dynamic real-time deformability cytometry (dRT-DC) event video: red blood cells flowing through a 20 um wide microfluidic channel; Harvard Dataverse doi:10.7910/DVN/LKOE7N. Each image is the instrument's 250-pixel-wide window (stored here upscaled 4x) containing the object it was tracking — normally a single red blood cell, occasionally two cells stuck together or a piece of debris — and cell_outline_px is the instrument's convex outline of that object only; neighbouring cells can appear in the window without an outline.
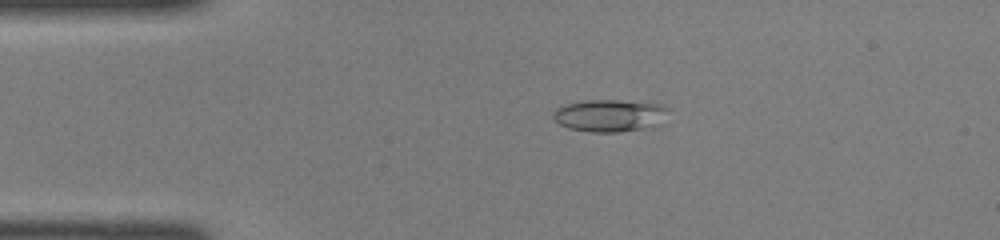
{"species": "common noctule bat (a hibernating species)", "species_latin": "Nyctalus noctula", "temperature_condition": "room temperature", "stored_images_in_passage": 45, "camera_frame_rate_fps": 3000, "um_per_image_px": 0.085, "animal": {"sex": "female", "body_mass_g": 22.0, "forearm_length_mm": 56.7}, "frame": {"image": 1, "passage_image": 9, "time_ms": 2.667, "image_size_px": [1000, 240], "cell_outline_px": [[668, 108], [664, 124], [660, 128], [620, 132], [592, 132], [568, 128], [560, 124], [552, 116], [552, 112], [556, 108], [564, 104], [584, 100], [616, 100], [660, 104]], "centroid_in_image_um": [51.9, 9.84], "position_along_channel_um": 33.1, "area_um2": 22.31}}
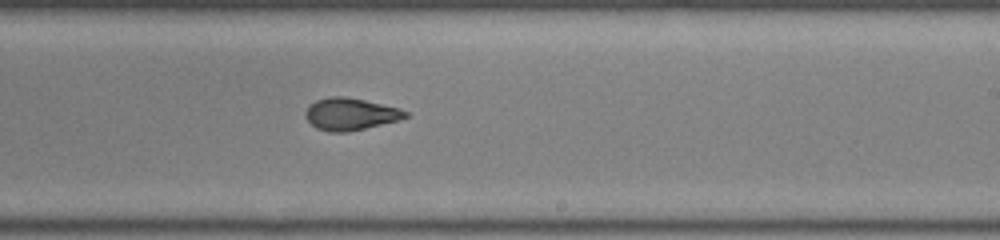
{"frame": {"image": 2, "passage_image": 27, "time_ms": 8.667, "image_size_px": [1000, 240], "cell_outline_px": [[408, 116], [400, 120], [348, 132], [328, 132], [316, 128], [304, 116], [304, 112], [308, 104], [316, 100], [328, 96], [348, 96], [400, 108], [408, 112]], "centroid_in_image_um": [29.76, 9.68], "position_along_channel_um": 259.2, "area_um2": 19.02}}
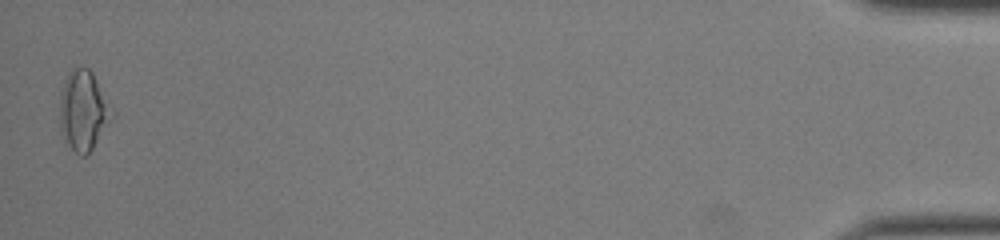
{"frame": {"image": 3, "passage_image": 45, "time_ms": 14.667, "image_size_px": [1000, 240], "cell_outline_px": [[116, 116], [92, 148], [84, 156], [80, 156], [72, 148], [60, 128], [60, 92], [64, 80], [68, 72], [72, 68], [88, 68], [92, 72], [116, 112]], "centroid_in_image_um": [7.13, 9.37], "position_along_channel_um": 428.1, "area_um2": 24.39}}